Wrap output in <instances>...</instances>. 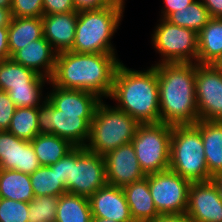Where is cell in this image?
Wrapping results in <instances>:
<instances>
[{"mask_svg": "<svg viewBox=\"0 0 222 222\" xmlns=\"http://www.w3.org/2000/svg\"><path fill=\"white\" fill-rule=\"evenodd\" d=\"M117 53H57L50 82L60 88L91 92L107 99L120 63Z\"/></svg>", "mask_w": 222, "mask_h": 222, "instance_id": "obj_1", "label": "cell"}, {"mask_svg": "<svg viewBox=\"0 0 222 222\" xmlns=\"http://www.w3.org/2000/svg\"><path fill=\"white\" fill-rule=\"evenodd\" d=\"M159 87L160 122L194 125L199 120L195 63H160L154 65Z\"/></svg>", "mask_w": 222, "mask_h": 222, "instance_id": "obj_2", "label": "cell"}, {"mask_svg": "<svg viewBox=\"0 0 222 222\" xmlns=\"http://www.w3.org/2000/svg\"><path fill=\"white\" fill-rule=\"evenodd\" d=\"M109 99L117 101L114 106L140 124L160 123L159 87L154 64L146 70H134L121 62Z\"/></svg>", "mask_w": 222, "mask_h": 222, "instance_id": "obj_3", "label": "cell"}, {"mask_svg": "<svg viewBox=\"0 0 222 222\" xmlns=\"http://www.w3.org/2000/svg\"><path fill=\"white\" fill-rule=\"evenodd\" d=\"M123 12L113 7L82 10L78 12L75 40L70 51L76 53H116L111 40Z\"/></svg>", "mask_w": 222, "mask_h": 222, "instance_id": "obj_4", "label": "cell"}, {"mask_svg": "<svg viewBox=\"0 0 222 222\" xmlns=\"http://www.w3.org/2000/svg\"><path fill=\"white\" fill-rule=\"evenodd\" d=\"M140 123L103 100L96 108L85 148L104 156L119 146L130 143Z\"/></svg>", "mask_w": 222, "mask_h": 222, "instance_id": "obj_5", "label": "cell"}, {"mask_svg": "<svg viewBox=\"0 0 222 222\" xmlns=\"http://www.w3.org/2000/svg\"><path fill=\"white\" fill-rule=\"evenodd\" d=\"M169 170L190 182L211 180L201 133L195 125L172 126Z\"/></svg>", "mask_w": 222, "mask_h": 222, "instance_id": "obj_6", "label": "cell"}, {"mask_svg": "<svg viewBox=\"0 0 222 222\" xmlns=\"http://www.w3.org/2000/svg\"><path fill=\"white\" fill-rule=\"evenodd\" d=\"M172 125L140 124L131 143L145 175L169 170Z\"/></svg>", "mask_w": 222, "mask_h": 222, "instance_id": "obj_7", "label": "cell"}, {"mask_svg": "<svg viewBox=\"0 0 222 222\" xmlns=\"http://www.w3.org/2000/svg\"><path fill=\"white\" fill-rule=\"evenodd\" d=\"M95 113H70L56 109L48 99L38 107L39 134H53L75 147H85Z\"/></svg>", "mask_w": 222, "mask_h": 222, "instance_id": "obj_8", "label": "cell"}, {"mask_svg": "<svg viewBox=\"0 0 222 222\" xmlns=\"http://www.w3.org/2000/svg\"><path fill=\"white\" fill-rule=\"evenodd\" d=\"M152 35V46L159 53L160 63H197L198 34L160 18Z\"/></svg>", "mask_w": 222, "mask_h": 222, "instance_id": "obj_9", "label": "cell"}, {"mask_svg": "<svg viewBox=\"0 0 222 222\" xmlns=\"http://www.w3.org/2000/svg\"><path fill=\"white\" fill-rule=\"evenodd\" d=\"M106 184L104 157L85 147H74L70 151V176L66 185L67 192L89 198Z\"/></svg>", "mask_w": 222, "mask_h": 222, "instance_id": "obj_10", "label": "cell"}, {"mask_svg": "<svg viewBox=\"0 0 222 222\" xmlns=\"http://www.w3.org/2000/svg\"><path fill=\"white\" fill-rule=\"evenodd\" d=\"M190 184L189 180L171 170L149 174L148 186L158 213H186Z\"/></svg>", "mask_w": 222, "mask_h": 222, "instance_id": "obj_11", "label": "cell"}, {"mask_svg": "<svg viewBox=\"0 0 222 222\" xmlns=\"http://www.w3.org/2000/svg\"><path fill=\"white\" fill-rule=\"evenodd\" d=\"M199 120L222 121V73L211 64L195 63Z\"/></svg>", "mask_w": 222, "mask_h": 222, "instance_id": "obj_12", "label": "cell"}, {"mask_svg": "<svg viewBox=\"0 0 222 222\" xmlns=\"http://www.w3.org/2000/svg\"><path fill=\"white\" fill-rule=\"evenodd\" d=\"M186 215L192 222H222V198L212 180L191 182Z\"/></svg>", "mask_w": 222, "mask_h": 222, "instance_id": "obj_13", "label": "cell"}, {"mask_svg": "<svg viewBox=\"0 0 222 222\" xmlns=\"http://www.w3.org/2000/svg\"><path fill=\"white\" fill-rule=\"evenodd\" d=\"M103 157L107 184L123 188L146 177L131 142L109 151Z\"/></svg>", "mask_w": 222, "mask_h": 222, "instance_id": "obj_14", "label": "cell"}, {"mask_svg": "<svg viewBox=\"0 0 222 222\" xmlns=\"http://www.w3.org/2000/svg\"><path fill=\"white\" fill-rule=\"evenodd\" d=\"M41 166L30 141L8 131L0 132V169L32 174Z\"/></svg>", "mask_w": 222, "mask_h": 222, "instance_id": "obj_15", "label": "cell"}, {"mask_svg": "<svg viewBox=\"0 0 222 222\" xmlns=\"http://www.w3.org/2000/svg\"><path fill=\"white\" fill-rule=\"evenodd\" d=\"M93 218L134 222L122 188L106 184L89 197Z\"/></svg>", "mask_w": 222, "mask_h": 222, "instance_id": "obj_16", "label": "cell"}, {"mask_svg": "<svg viewBox=\"0 0 222 222\" xmlns=\"http://www.w3.org/2000/svg\"><path fill=\"white\" fill-rule=\"evenodd\" d=\"M56 56L57 52L43 36L17 50L11 58L26 68L34 70L37 74L51 79L55 69Z\"/></svg>", "mask_w": 222, "mask_h": 222, "instance_id": "obj_17", "label": "cell"}, {"mask_svg": "<svg viewBox=\"0 0 222 222\" xmlns=\"http://www.w3.org/2000/svg\"><path fill=\"white\" fill-rule=\"evenodd\" d=\"M78 12L42 16L43 36L57 52L69 51L75 40Z\"/></svg>", "mask_w": 222, "mask_h": 222, "instance_id": "obj_18", "label": "cell"}, {"mask_svg": "<svg viewBox=\"0 0 222 222\" xmlns=\"http://www.w3.org/2000/svg\"><path fill=\"white\" fill-rule=\"evenodd\" d=\"M47 92V99L56 108L70 113H95L97 106L103 100L97 95L75 89H64L54 86Z\"/></svg>", "mask_w": 222, "mask_h": 222, "instance_id": "obj_19", "label": "cell"}, {"mask_svg": "<svg viewBox=\"0 0 222 222\" xmlns=\"http://www.w3.org/2000/svg\"><path fill=\"white\" fill-rule=\"evenodd\" d=\"M134 222H150L160 216L155 208L148 186V175L123 188Z\"/></svg>", "mask_w": 222, "mask_h": 222, "instance_id": "obj_20", "label": "cell"}, {"mask_svg": "<svg viewBox=\"0 0 222 222\" xmlns=\"http://www.w3.org/2000/svg\"><path fill=\"white\" fill-rule=\"evenodd\" d=\"M209 175L222 172V121L198 120Z\"/></svg>", "mask_w": 222, "mask_h": 222, "instance_id": "obj_21", "label": "cell"}, {"mask_svg": "<svg viewBox=\"0 0 222 222\" xmlns=\"http://www.w3.org/2000/svg\"><path fill=\"white\" fill-rule=\"evenodd\" d=\"M43 37L42 17H12L8 26L10 58L28 43Z\"/></svg>", "mask_w": 222, "mask_h": 222, "instance_id": "obj_22", "label": "cell"}, {"mask_svg": "<svg viewBox=\"0 0 222 222\" xmlns=\"http://www.w3.org/2000/svg\"><path fill=\"white\" fill-rule=\"evenodd\" d=\"M50 79L15 62L12 58L0 61V90L28 87V84H46Z\"/></svg>", "mask_w": 222, "mask_h": 222, "instance_id": "obj_23", "label": "cell"}, {"mask_svg": "<svg viewBox=\"0 0 222 222\" xmlns=\"http://www.w3.org/2000/svg\"><path fill=\"white\" fill-rule=\"evenodd\" d=\"M222 55V18H211L198 33V64H212Z\"/></svg>", "mask_w": 222, "mask_h": 222, "instance_id": "obj_24", "label": "cell"}, {"mask_svg": "<svg viewBox=\"0 0 222 222\" xmlns=\"http://www.w3.org/2000/svg\"><path fill=\"white\" fill-rule=\"evenodd\" d=\"M34 197L29 174L0 169V198L29 203Z\"/></svg>", "mask_w": 222, "mask_h": 222, "instance_id": "obj_25", "label": "cell"}, {"mask_svg": "<svg viewBox=\"0 0 222 222\" xmlns=\"http://www.w3.org/2000/svg\"><path fill=\"white\" fill-rule=\"evenodd\" d=\"M30 142L42 166L57 163L75 147L69 141L53 134H38Z\"/></svg>", "mask_w": 222, "mask_h": 222, "instance_id": "obj_26", "label": "cell"}, {"mask_svg": "<svg viewBox=\"0 0 222 222\" xmlns=\"http://www.w3.org/2000/svg\"><path fill=\"white\" fill-rule=\"evenodd\" d=\"M89 198L64 193L59 196L55 222H92Z\"/></svg>", "mask_w": 222, "mask_h": 222, "instance_id": "obj_27", "label": "cell"}, {"mask_svg": "<svg viewBox=\"0 0 222 222\" xmlns=\"http://www.w3.org/2000/svg\"><path fill=\"white\" fill-rule=\"evenodd\" d=\"M209 11L201 0H194L186 8L172 12L166 20L172 24L195 31L197 34L210 21Z\"/></svg>", "mask_w": 222, "mask_h": 222, "instance_id": "obj_28", "label": "cell"}, {"mask_svg": "<svg viewBox=\"0 0 222 222\" xmlns=\"http://www.w3.org/2000/svg\"><path fill=\"white\" fill-rule=\"evenodd\" d=\"M30 178L35 197L60 196L67 192L66 186L56 173V167L41 165L30 174Z\"/></svg>", "mask_w": 222, "mask_h": 222, "instance_id": "obj_29", "label": "cell"}, {"mask_svg": "<svg viewBox=\"0 0 222 222\" xmlns=\"http://www.w3.org/2000/svg\"><path fill=\"white\" fill-rule=\"evenodd\" d=\"M38 107H16L8 132L16 137L32 141L38 134Z\"/></svg>", "mask_w": 222, "mask_h": 222, "instance_id": "obj_30", "label": "cell"}, {"mask_svg": "<svg viewBox=\"0 0 222 222\" xmlns=\"http://www.w3.org/2000/svg\"><path fill=\"white\" fill-rule=\"evenodd\" d=\"M59 196L34 197L28 203V222H55Z\"/></svg>", "mask_w": 222, "mask_h": 222, "instance_id": "obj_31", "label": "cell"}, {"mask_svg": "<svg viewBox=\"0 0 222 222\" xmlns=\"http://www.w3.org/2000/svg\"><path fill=\"white\" fill-rule=\"evenodd\" d=\"M43 86L45 84H28V87L11 88L7 93L16 107H39L47 99Z\"/></svg>", "mask_w": 222, "mask_h": 222, "instance_id": "obj_32", "label": "cell"}, {"mask_svg": "<svg viewBox=\"0 0 222 222\" xmlns=\"http://www.w3.org/2000/svg\"><path fill=\"white\" fill-rule=\"evenodd\" d=\"M28 203L0 198V222H28Z\"/></svg>", "mask_w": 222, "mask_h": 222, "instance_id": "obj_33", "label": "cell"}, {"mask_svg": "<svg viewBox=\"0 0 222 222\" xmlns=\"http://www.w3.org/2000/svg\"><path fill=\"white\" fill-rule=\"evenodd\" d=\"M12 17H42L43 0H12Z\"/></svg>", "mask_w": 222, "mask_h": 222, "instance_id": "obj_34", "label": "cell"}, {"mask_svg": "<svg viewBox=\"0 0 222 222\" xmlns=\"http://www.w3.org/2000/svg\"><path fill=\"white\" fill-rule=\"evenodd\" d=\"M16 106L6 91L0 90V130L9 129Z\"/></svg>", "mask_w": 222, "mask_h": 222, "instance_id": "obj_35", "label": "cell"}, {"mask_svg": "<svg viewBox=\"0 0 222 222\" xmlns=\"http://www.w3.org/2000/svg\"><path fill=\"white\" fill-rule=\"evenodd\" d=\"M44 15L77 12L73 0H43Z\"/></svg>", "mask_w": 222, "mask_h": 222, "instance_id": "obj_36", "label": "cell"}, {"mask_svg": "<svg viewBox=\"0 0 222 222\" xmlns=\"http://www.w3.org/2000/svg\"><path fill=\"white\" fill-rule=\"evenodd\" d=\"M50 167H56V173L59 179H61V182L66 186L70 176V152L57 163L50 165Z\"/></svg>", "mask_w": 222, "mask_h": 222, "instance_id": "obj_37", "label": "cell"}, {"mask_svg": "<svg viewBox=\"0 0 222 222\" xmlns=\"http://www.w3.org/2000/svg\"><path fill=\"white\" fill-rule=\"evenodd\" d=\"M194 0H163L164 7L161 10L160 18H167L172 12L186 8Z\"/></svg>", "mask_w": 222, "mask_h": 222, "instance_id": "obj_38", "label": "cell"}, {"mask_svg": "<svg viewBox=\"0 0 222 222\" xmlns=\"http://www.w3.org/2000/svg\"><path fill=\"white\" fill-rule=\"evenodd\" d=\"M211 18H222V0H201Z\"/></svg>", "mask_w": 222, "mask_h": 222, "instance_id": "obj_39", "label": "cell"}, {"mask_svg": "<svg viewBox=\"0 0 222 222\" xmlns=\"http://www.w3.org/2000/svg\"><path fill=\"white\" fill-rule=\"evenodd\" d=\"M10 58L8 47V27H0V61Z\"/></svg>", "mask_w": 222, "mask_h": 222, "instance_id": "obj_40", "label": "cell"}, {"mask_svg": "<svg viewBox=\"0 0 222 222\" xmlns=\"http://www.w3.org/2000/svg\"><path fill=\"white\" fill-rule=\"evenodd\" d=\"M73 2L77 12L103 7V0H73Z\"/></svg>", "mask_w": 222, "mask_h": 222, "instance_id": "obj_41", "label": "cell"}, {"mask_svg": "<svg viewBox=\"0 0 222 222\" xmlns=\"http://www.w3.org/2000/svg\"><path fill=\"white\" fill-rule=\"evenodd\" d=\"M150 222H192L186 213L184 214H170V215H160L155 220Z\"/></svg>", "mask_w": 222, "mask_h": 222, "instance_id": "obj_42", "label": "cell"}, {"mask_svg": "<svg viewBox=\"0 0 222 222\" xmlns=\"http://www.w3.org/2000/svg\"><path fill=\"white\" fill-rule=\"evenodd\" d=\"M12 20L10 9L0 7V27H8Z\"/></svg>", "mask_w": 222, "mask_h": 222, "instance_id": "obj_43", "label": "cell"}, {"mask_svg": "<svg viewBox=\"0 0 222 222\" xmlns=\"http://www.w3.org/2000/svg\"><path fill=\"white\" fill-rule=\"evenodd\" d=\"M103 7H113L124 12L125 0H103Z\"/></svg>", "mask_w": 222, "mask_h": 222, "instance_id": "obj_44", "label": "cell"}, {"mask_svg": "<svg viewBox=\"0 0 222 222\" xmlns=\"http://www.w3.org/2000/svg\"><path fill=\"white\" fill-rule=\"evenodd\" d=\"M211 180L213 183L217 186V189L219 191V195L222 198V172L214 175Z\"/></svg>", "mask_w": 222, "mask_h": 222, "instance_id": "obj_45", "label": "cell"}, {"mask_svg": "<svg viewBox=\"0 0 222 222\" xmlns=\"http://www.w3.org/2000/svg\"><path fill=\"white\" fill-rule=\"evenodd\" d=\"M211 65H213L219 72L222 73V55L215 60Z\"/></svg>", "mask_w": 222, "mask_h": 222, "instance_id": "obj_46", "label": "cell"}, {"mask_svg": "<svg viewBox=\"0 0 222 222\" xmlns=\"http://www.w3.org/2000/svg\"><path fill=\"white\" fill-rule=\"evenodd\" d=\"M0 7L7 8V9L11 10L12 0H0Z\"/></svg>", "mask_w": 222, "mask_h": 222, "instance_id": "obj_47", "label": "cell"}, {"mask_svg": "<svg viewBox=\"0 0 222 222\" xmlns=\"http://www.w3.org/2000/svg\"><path fill=\"white\" fill-rule=\"evenodd\" d=\"M92 222H116V221L104 218H92Z\"/></svg>", "mask_w": 222, "mask_h": 222, "instance_id": "obj_48", "label": "cell"}]
</instances>
